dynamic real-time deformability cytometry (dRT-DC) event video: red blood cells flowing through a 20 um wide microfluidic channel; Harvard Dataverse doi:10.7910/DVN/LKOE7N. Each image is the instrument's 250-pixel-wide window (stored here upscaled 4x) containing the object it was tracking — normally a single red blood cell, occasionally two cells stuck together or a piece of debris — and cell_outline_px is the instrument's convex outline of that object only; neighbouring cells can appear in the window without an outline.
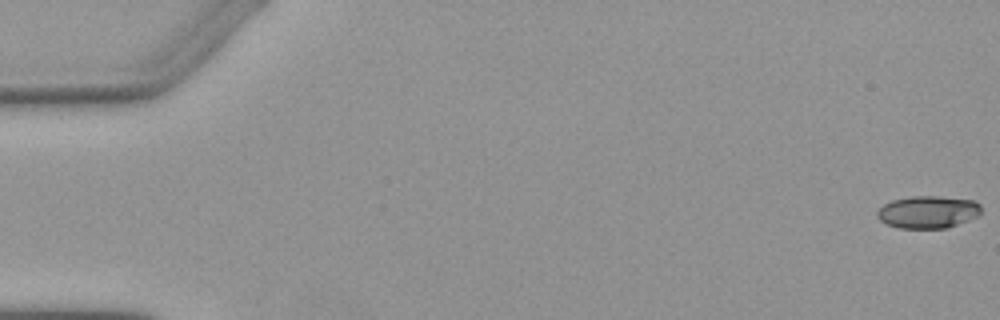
{"species": "Egyptian fruit bat (a non-hibernating species)", "species_latin": "Rousettus aegyptiacus", "temperature_condition": "warm", "stored_images_in_passage": 6, "camera_frame_rate_fps": 3000, "um_per_image_px": 0.085, "animal": {"sex": "female"}, "frame": {"image": 1, "passage_image": 1, "time_ms": 0.0, "image_size_px": [1000, 320], "cell_outline_px": [[980, 216], [948, 228], [900, 228], [888, 224], [880, 220], [876, 216], [876, 212], [884, 204], [892, 200], [912, 196], [940, 196], [976, 200], [980, 204]], "centroid_in_image_um": [78.91, 18.01], "position_along_channel_um": 6.1, "area_um2": 19.83}}
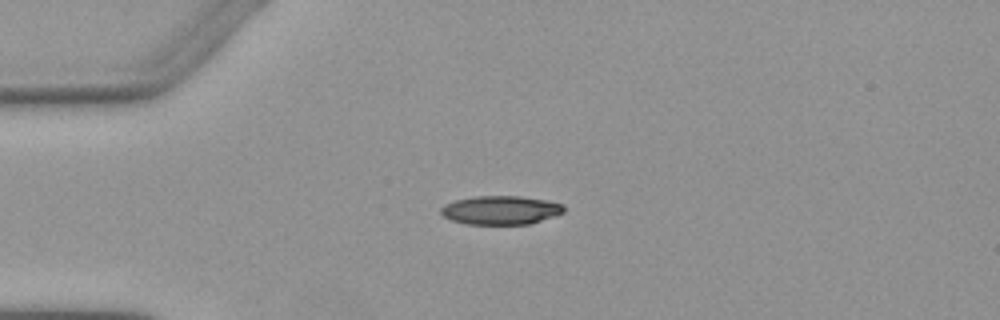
{"frame": {"image": 2, "passage_image": 4, "time_ms": 4.333, "image_size_px": [1000, 320], "cell_outline_px": [[564, 212], [528, 224], [464, 224], [452, 220], [444, 216], [440, 212], [440, 208], [444, 204], [456, 200], [472, 196], [520, 196], [548, 200], [564, 204]], "centroid_in_image_um": [42.54, 17.85], "position_along_channel_um": 42.5, "area_um2": 20.58}}